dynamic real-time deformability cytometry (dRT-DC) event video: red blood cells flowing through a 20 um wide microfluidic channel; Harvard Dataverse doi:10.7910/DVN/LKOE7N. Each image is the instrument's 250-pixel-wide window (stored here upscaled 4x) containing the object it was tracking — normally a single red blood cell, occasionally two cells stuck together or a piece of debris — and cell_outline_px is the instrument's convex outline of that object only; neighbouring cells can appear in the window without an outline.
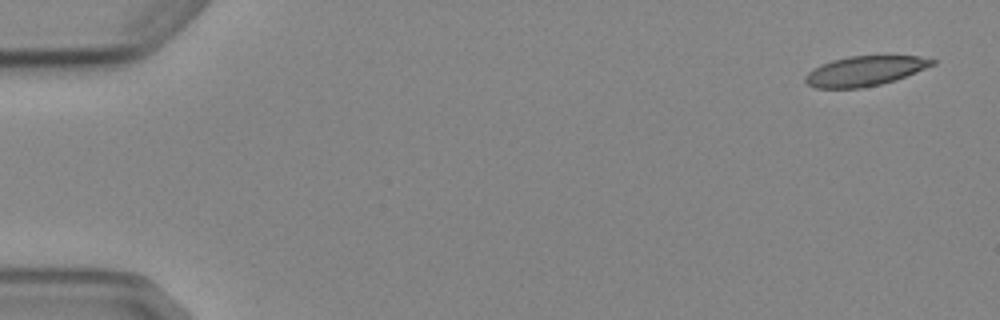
{"species": "Egyptian fruit bat (a non-hibernating species)", "species_latin": "Rousettus aegyptiacus", "temperature_condition": "cold", "stored_images_in_passage": 4, "camera_frame_rate_fps": 3000, "um_per_image_px": 0.085, "animal": {"sex": "female"}, "frame": {"image": 1, "passage_image": 1, "time_ms": 0.0, "image_size_px": [1000, 320], "cell_outline_px": [[936, 64], [896, 80], [880, 84], [860, 88], [816, 88], [808, 84], [804, 80], [804, 76], [812, 68], [820, 64], [832, 60], [848, 56], [920, 56], [936, 60]], "centroid_in_image_um": [73.5, 6.03], "position_along_channel_um": 11.5, "area_um2": 22.14}}